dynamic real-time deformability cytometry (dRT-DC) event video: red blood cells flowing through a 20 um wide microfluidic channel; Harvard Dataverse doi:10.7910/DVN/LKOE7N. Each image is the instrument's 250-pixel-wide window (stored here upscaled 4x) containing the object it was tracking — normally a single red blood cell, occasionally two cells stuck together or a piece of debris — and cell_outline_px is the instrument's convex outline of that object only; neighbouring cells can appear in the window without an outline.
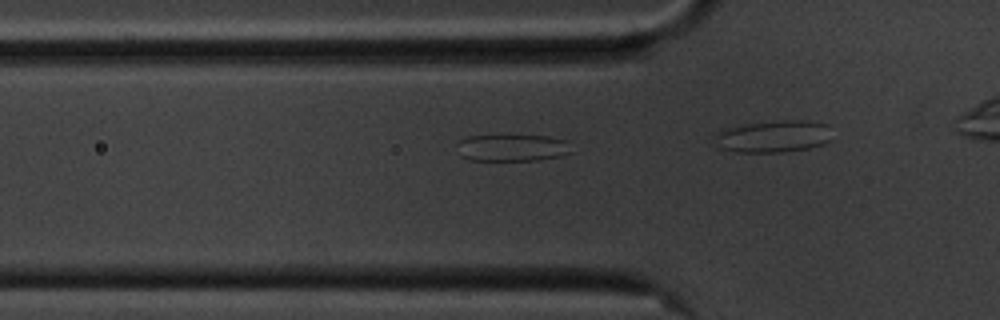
{"species": "common noctule bat (a hibernating species)", "species_latin": "Nyctalus noctula", "temperature_condition": "cold", "stored_images_in_passage": 26, "camera_frame_rate_fps": 3000, "um_per_image_px": 0.085, "animal": {"sex": "male", "body_mass_g": 20.1, "forearm_length_mm": 53.5}, "frame": {"image": 1, "passage_image": 8, "time_ms": 2.333, "image_size_px": [1000, 320], "cell_outline_px": [[572, 152], [560, 156], [540, 160], [468, 160], [460, 156], [456, 144], [460, 140], [468, 136], [548, 136], [568, 140]], "centroid_in_image_um": [43.54, 12.57], "position_along_channel_um": 82.3, "area_um2": 18.03}}